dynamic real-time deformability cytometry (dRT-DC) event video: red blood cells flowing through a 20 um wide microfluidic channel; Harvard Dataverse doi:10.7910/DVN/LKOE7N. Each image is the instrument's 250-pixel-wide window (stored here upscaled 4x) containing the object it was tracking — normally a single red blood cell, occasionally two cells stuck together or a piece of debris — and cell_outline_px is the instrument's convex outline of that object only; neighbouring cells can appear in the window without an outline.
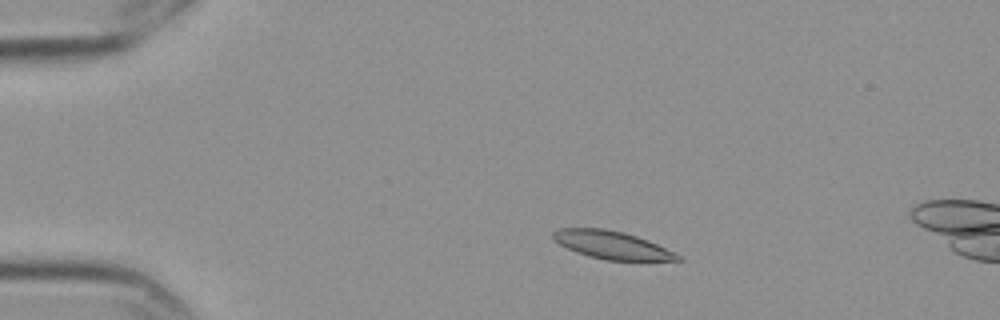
{"species": "Egyptian fruit bat (a non-hibernating species)", "species_latin": "Rousettus aegyptiacus", "temperature_condition": "cold", "stored_images_in_passage": 4, "camera_frame_rate_fps": 3000, "um_per_image_px": 0.085, "frame": {"image": 1, "passage_image": 1, "time_ms": 0.0, "image_size_px": [1000, 320], "cell_outline_px": [[684, 260], [604, 260], [588, 256], [576, 252], [560, 244], [552, 236], [552, 232], [556, 228], [604, 228], [624, 232], [648, 240], [684, 256]], "centroid_in_image_um": [52.03, 20.82], "position_along_channel_um": 33.0, "area_um2": 20.29}}
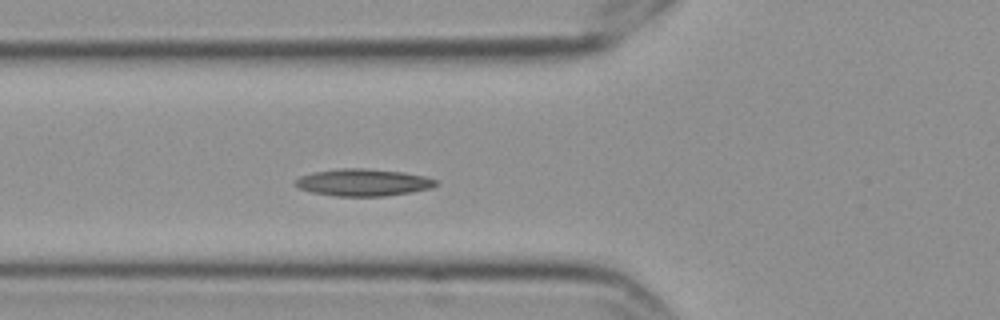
{"frame": {"image": 2, "passage_image": 4, "time_ms": 1.0, "image_size_px": [1000, 320], "cell_outline_px": [[440, 184], [432, 188], [412, 192], [384, 196], [336, 196], [312, 192], [300, 188], [292, 184], [300, 176], [312, 172], [340, 168], [368, 168], [404, 172], [424, 176], [436, 180]], "centroid_in_image_um": [30.88, 15.5], "position_along_channel_um": 94.9, "area_um2": 22.37}}